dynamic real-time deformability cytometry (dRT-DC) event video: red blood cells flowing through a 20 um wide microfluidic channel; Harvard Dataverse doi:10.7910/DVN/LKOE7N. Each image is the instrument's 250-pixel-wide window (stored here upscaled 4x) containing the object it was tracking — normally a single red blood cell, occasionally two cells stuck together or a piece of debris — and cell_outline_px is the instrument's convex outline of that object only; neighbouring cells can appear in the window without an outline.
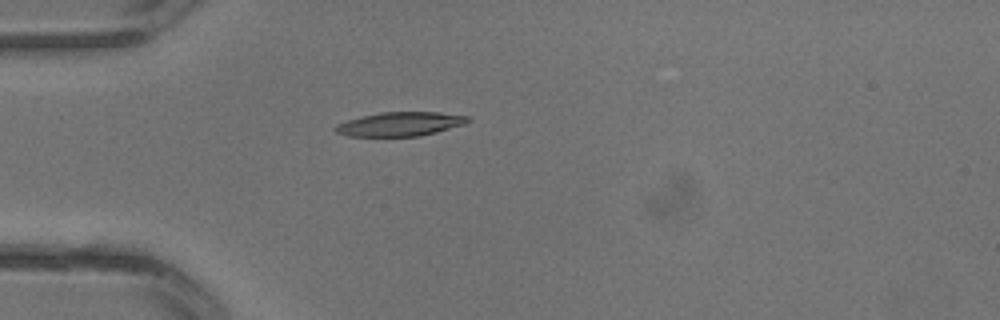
{"species": "common noctule bat (a hibernating species)", "species_latin": "Nyctalus noctula", "temperature_condition": "warm", "stored_images_in_passage": 1, "camera_frame_rate_fps": 3000, "um_per_image_px": 0.085, "animal": {"sex": "male", "body_mass_g": 13.3}, "frame": {"image": 1, "passage_image": 1, "time_ms": 0.0, "image_size_px": [1000, 320], "cell_outline_px": [[472, 120], [464, 124], [436, 132], [420, 136], [348, 136], [336, 132], [332, 128], [336, 124], [360, 116], [380, 112], [440, 112], [468, 116]], "centroid_in_image_um": [33.99, 10.54], "position_along_channel_um": 51.0, "area_um2": 18.61}}